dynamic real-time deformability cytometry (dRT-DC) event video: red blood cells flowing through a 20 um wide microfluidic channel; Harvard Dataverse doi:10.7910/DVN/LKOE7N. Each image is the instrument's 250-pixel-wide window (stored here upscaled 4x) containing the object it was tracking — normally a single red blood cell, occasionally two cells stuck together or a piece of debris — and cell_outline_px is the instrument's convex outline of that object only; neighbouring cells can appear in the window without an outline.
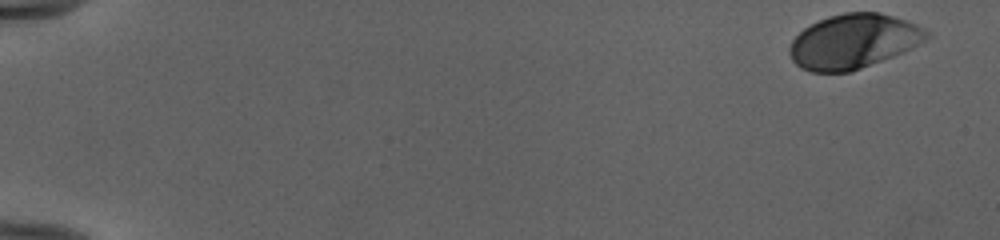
{"species": "human", "species_latin": "Homo sapiens", "temperature_condition": "cold", "stored_images_in_passage": 51, "camera_frame_rate_fps": 3000, "um_per_image_px": 0.085, "donor": {"sex": "female"}, "frame": {"image": 1, "passage_image": 1, "time_ms": 0.0, "image_size_px": [1000, 240], "cell_outline_px": [[932, 36], [912, 48], [904, 52], [860, 68], [848, 72], [812, 72], [800, 68], [792, 60], [788, 52], [788, 48], [792, 40], [804, 28], [828, 16], [844, 12], [880, 12], [916, 24], [932, 32]], "centroid_in_image_um": [72.55, 3.51], "position_along_channel_um": 12.4, "area_um2": 43.52}}
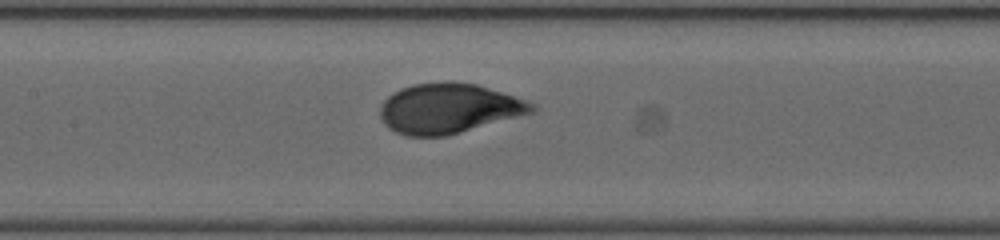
{"frame": {"image": 2, "passage_image": 26, "time_ms": 8.333, "image_size_px": [1000, 240], "cell_outline_px": [[536, 112], [460, 132], [444, 136], [408, 136], [396, 132], [388, 128], [384, 124], [380, 116], [380, 104], [392, 92], [400, 88], [412, 84], [448, 80], [476, 84], [536, 104]], "centroid_in_image_um": [38.1, 9.2], "position_along_channel_um": 169.3, "area_um2": 44.27}}
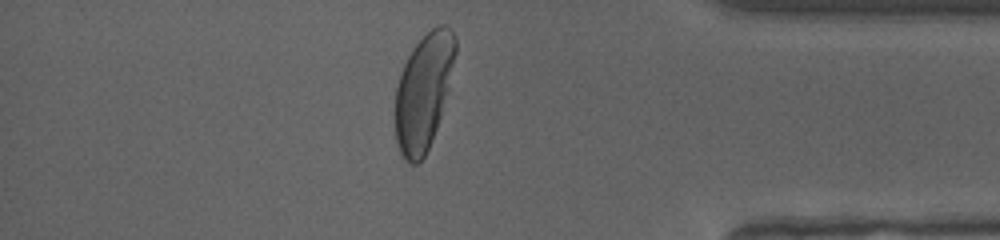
{"frame": {"image": 3, "passage_image": 45, "time_ms": 14.667, "image_size_px": [1000, 240], "cell_outline_px": [[456, 52], [440, 116], [432, 140], [424, 156], [416, 164], [412, 164], [404, 160], [400, 152], [396, 140], [396, 88], [404, 64], [408, 56], [416, 44], [432, 28], [440, 24], [444, 24], [452, 32], [456, 40]], "centroid_in_image_um": [35.99, 7.8], "position_along_channel_um": 399.2, "area_um2": 39.71}, "authors_computed_cell_mechanics": {"area_um2": 43.6968, "velocity_mm_per_s": 3.9566, "shape_relaxation_time_tau1_ms": 2.7274, "shape_relaxation_time_tau2_ms": null, "deformation_change_tau1": 0.1569, "deformation_change_tau2": null}}